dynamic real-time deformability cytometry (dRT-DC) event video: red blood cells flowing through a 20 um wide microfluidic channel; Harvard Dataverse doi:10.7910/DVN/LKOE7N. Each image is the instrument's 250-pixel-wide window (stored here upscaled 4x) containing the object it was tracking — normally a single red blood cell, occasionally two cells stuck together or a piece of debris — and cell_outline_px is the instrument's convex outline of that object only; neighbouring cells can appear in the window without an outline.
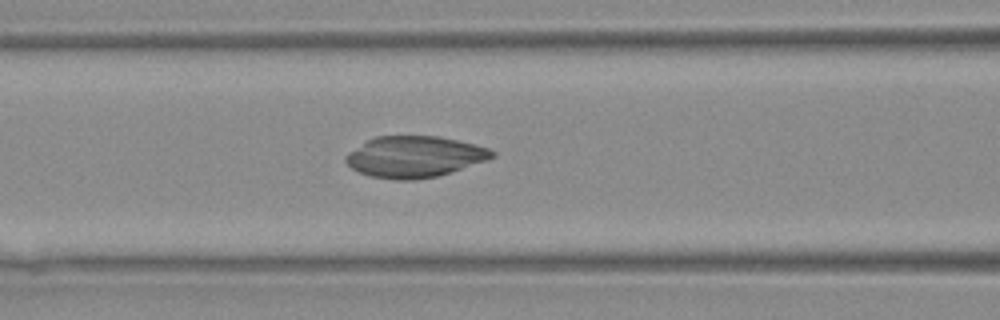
{"species": "Egyptian fruit bat (a non-hibernating species)", "species_latin": "Rousettus aegyptiacus", "temperature_condition": "warm", "stored_images_in_passage": 35, "camera_frame_rate_fps": 3000, "um_per_image_px": 0.085, "animal": {"sex": "female"}, "frame": {"image": 1, "passage_image": 15, "time_ms": 4.667, "image_size_px": [1000, 320], "cell_outline_px": [[496, 156], [488, 160], [436, 176], [416, 180], [396, 180], [372, 176], [360, 172], [352, 168], [344, 160], [348, 152], [368, 140], [376, 136], [436, 136], [476, 144], [488, 148], [496, 152]], "centroid_in_image_um": [35.25, 13.32], "position_along_channel_um": 131.3, "area_um2": 34.91}}
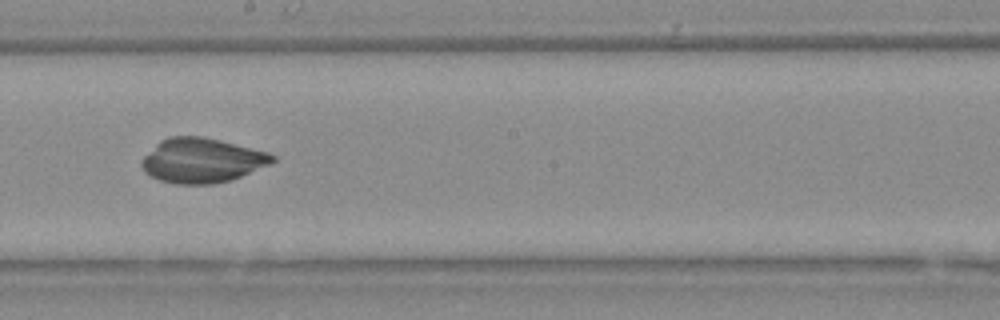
{"frame": {"image": 2, "passage_image": 21, "time_ms": 6.667, "image_size_px": [1000, 320], "cell_outline_px": [[276, 160], [268, 164], [232, 180], [212, 184], [176, 184], [160, 180], [144, 172], [140, 164], [140, 160], [160, 140], [168, 136], [204, 136], [268, 152], [276, 156]], "centroid_in_image_um": [17.13, 13.63], "position_along_channel_um": 231.1, "area_um2": 33.99}}
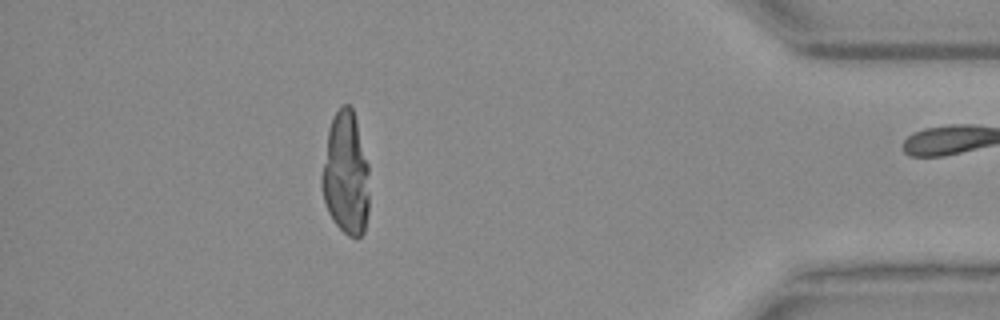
{"frame": {"image": 3, "passage_image": 34, "time_ms": 11.0, "image_size_px": [1000, 320], "cell_outline_px": [[368, 212], [364, 232], [356, 240], [348, 236], [332, 220], [328, 212], [324, 200], [320, 184], [320, 176], [328, 128], [336, 112], [344, 104], [348, 104], [352, 108], [356, 120], [368, 164]], "centroid_in_image_um": [29.37, 14.81], "position_along_channel_um": 405.8, "area_um2": 34.28}}